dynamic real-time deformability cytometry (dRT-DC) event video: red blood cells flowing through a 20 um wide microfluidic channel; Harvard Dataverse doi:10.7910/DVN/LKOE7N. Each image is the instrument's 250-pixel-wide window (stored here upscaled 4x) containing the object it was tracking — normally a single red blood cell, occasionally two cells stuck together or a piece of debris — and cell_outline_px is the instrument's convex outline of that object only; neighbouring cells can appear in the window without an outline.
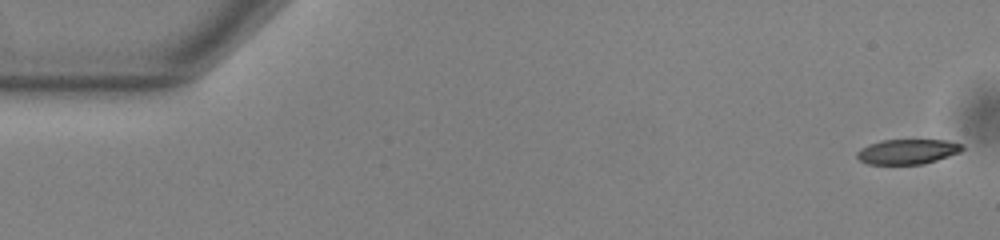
{"species": "common noctule bat (a hibernating species)", "species_latin": "Nyctalus noctula", "temperature_condition": "warm", "stored_images_in_passage": 7, "camera_frame_rate_fps": 3000, "um_per_image_px": 0.085, "animal": {"sex": "male", "body_mass_g": 13.0, "forearm_length_mm": 53.1}, "frame": {"image": 1, "passage_image": 1, "time_ms": 0.0, "image_size_px": [1000, 240], "cell_outline_px": [[964, 148], [960, 152], [924, 164], [868, 164], [860, 160], [856, 156], [856, 152], [860, 148], [868, 144], [880, 140], [944, 140], [960, 144]], "centroid_in_image_um": [77.09, 12.88], "position_along_channel_um": 7.9, "area_um2": 15.26}}